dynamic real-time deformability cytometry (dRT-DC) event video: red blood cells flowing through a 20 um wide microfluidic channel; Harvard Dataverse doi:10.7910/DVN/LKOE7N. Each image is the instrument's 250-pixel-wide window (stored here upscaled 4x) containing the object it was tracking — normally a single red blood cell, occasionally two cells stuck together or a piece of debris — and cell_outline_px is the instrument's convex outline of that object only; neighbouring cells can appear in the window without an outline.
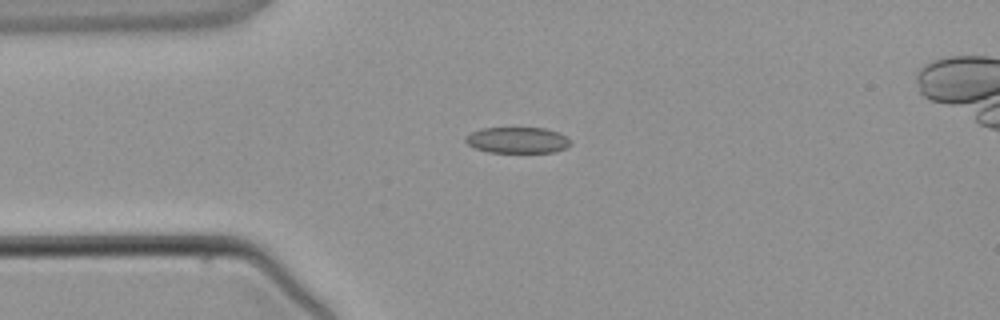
{"species": "common noctule bat (a hibernating species)", "species_latin": "Nyctalus noctula", "temperature_condition": "warm", "stored_images_in_passage": 2, "camera_frame_rate_fps": 3000, "um_per_image_px": 0.085, "animal": {"sex": "male", "body_mass_g": 21.5, "forearm_length_mm": 52.0}, "frame": {"image": 1, "passage_image": 2, "time_ms": 1.333, "image_size_px": [1000, 320], "cell_outline_px": [[572, 144], [564, 148], [552, 152], [488, 152], [476, 148], [468, 144], [464, 140], [464, 136], [472, 132], [484, 128], [544, 128], [560, 132], [568, 136], [572, 140]], "centroid_in_image_um": [44.02, 11.9], "position_along_channel_um": 41.0, "area_um2": 16.01}}